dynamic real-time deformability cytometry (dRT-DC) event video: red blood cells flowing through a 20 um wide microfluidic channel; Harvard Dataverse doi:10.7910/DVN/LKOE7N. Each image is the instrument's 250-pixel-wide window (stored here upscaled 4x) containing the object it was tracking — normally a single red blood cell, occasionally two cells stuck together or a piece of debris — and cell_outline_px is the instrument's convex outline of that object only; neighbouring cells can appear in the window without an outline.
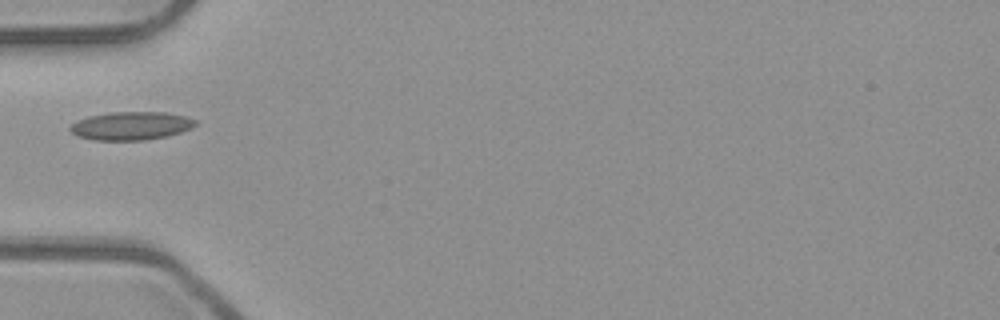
{"species": "common noctule bat (a hibernating species)", "species_latin": "Nyctalus noctula", "temperature_condition": "room temperature", "stored_images_in_passage": 1, "camera_frame_rate_fps": 3000, "um_per_image_px": 0.085, "animal": {"sex": "male", "body_mass_g": 23.1, "forearm_length_mm": 52.7}, "frame": {"image": 1, "passage_image": 1, "time_ms": 0.0, "image_size_px": [1000, 320], "cell_outline_px": [[196, 124], [192, 128], [168, 136], [144, 140], [92, 140], [76, 136], [68, 128], [76, 120], [88, 116], [108, 112], [168, 112], [184, 116], [196, 120]], "centroid_in_image_um": [11.11, 10.69], "position_along_channel_um": 73.9, "area_um2": 20.81}}